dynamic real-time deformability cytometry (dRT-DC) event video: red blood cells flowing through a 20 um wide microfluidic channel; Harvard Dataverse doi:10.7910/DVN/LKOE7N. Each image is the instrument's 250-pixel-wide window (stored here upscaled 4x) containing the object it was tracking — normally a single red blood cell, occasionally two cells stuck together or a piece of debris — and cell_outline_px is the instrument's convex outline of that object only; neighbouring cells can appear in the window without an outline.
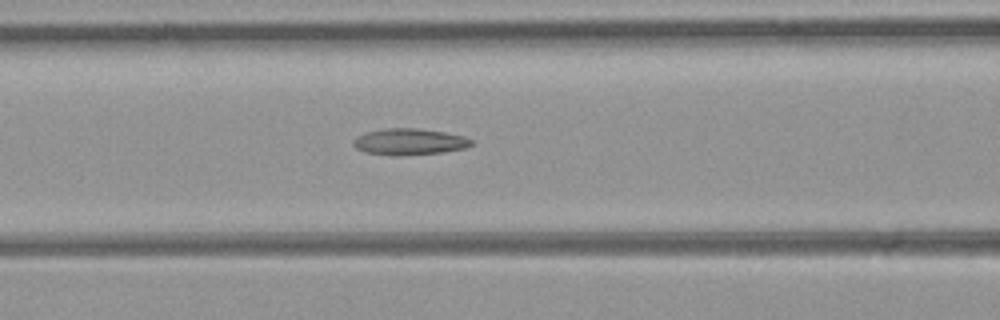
{"species": "common noctule bat (a hibernating species)", "species_latin": "Nyctalus noctula", "temperature_condition": "room temperature", "stored_images_in_passage": 21, "camera_frame_rate_fps": 3000, "um_per_image_px": 0.085, "animal": {"sex": "female", "body_mass_g": 21.9}, "frame": {"image": 1, "passage_image": 18, "time_ms": 5.667, "image_size_px": [1000, 320], "cell_outline_px": [[472, 144], [464, 148], [440, 152], [396, 156], [368, 152], [356, 148], [352, 144], [360, 136], [368, 132], [388, 128], [412, 128], [444, 132], [464, 136], [472, 140]], "centroid_in_image_um": [34.83, 12.05], "position_along_channel_um": 131.8, "area_um2": 17.57}}